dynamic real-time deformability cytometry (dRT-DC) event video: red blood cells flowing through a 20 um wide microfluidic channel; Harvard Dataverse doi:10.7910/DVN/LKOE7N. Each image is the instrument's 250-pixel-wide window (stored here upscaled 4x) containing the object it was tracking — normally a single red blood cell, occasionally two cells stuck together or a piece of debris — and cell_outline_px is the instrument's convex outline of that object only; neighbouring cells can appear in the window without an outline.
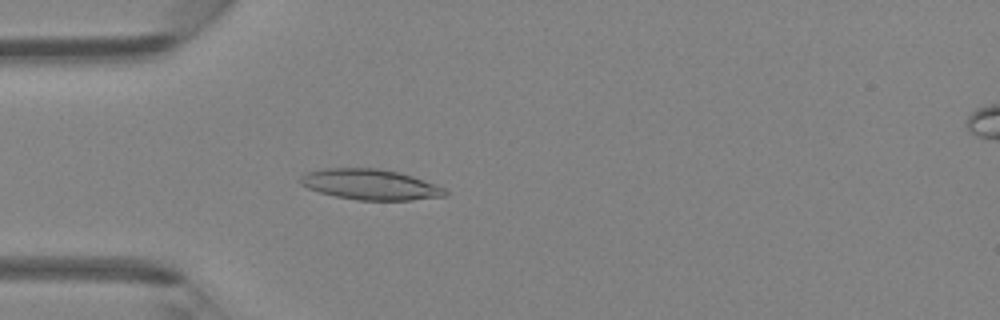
{"species": "Egyptian fruit bat (a non-hibernating species)", "species_latin": "Rousettus aegyptiacus", "temperature_condition": "room temperature", "stored_images_in_passage": 35, "camera_frame_rate_fps": 3000, "um_per_image_px": 0.085, "animal": {"sex": "female"}, "frame": {"image": 1, "passage_image": 3, "time_ms": 0.667, "image_size_px": [1000, 320], "cell_outline_px": [[448, 196], [412, 200], [356, 200], [336, 196], [320, 192], [308, 188], [300, 184], [300, 176], [304, 172], [324, 168], [376, 168], [400, 172], [412, 176], [444, 188], [448, 192]], "centroid_in_image_um": [31.45, 15.68], "position_along_channel_um": 53.5, "area_um2": 25.84}}
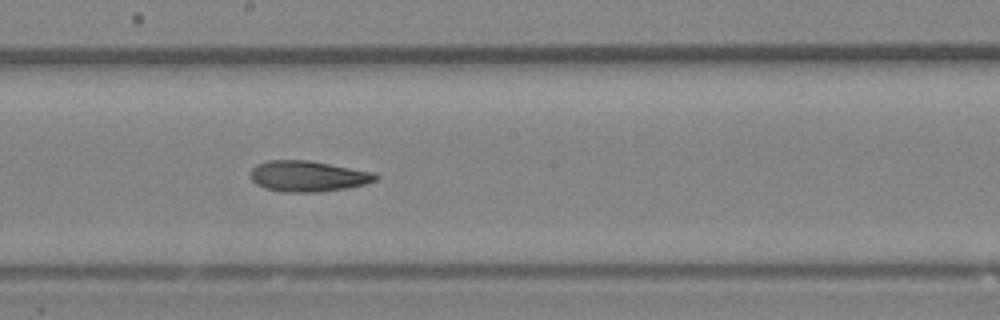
{"frame": {"image": 2, "passage_image": 15, "time_ms": 4.667, "image_size_px": [1000, 320], "cell_outline_px": [[380, 176], [376, 180], [364, 184], [348, 188], [316, 192], [284, 192], [264, 188], [256, 184], [252, 180], [252, 168], [256, 164], [268, 160], [308, 160], [376, 172]], "centroid_in_image_um": [26.2, 14.97], "position_along_channel_um": 222.0, "area_um2": 22.54}}
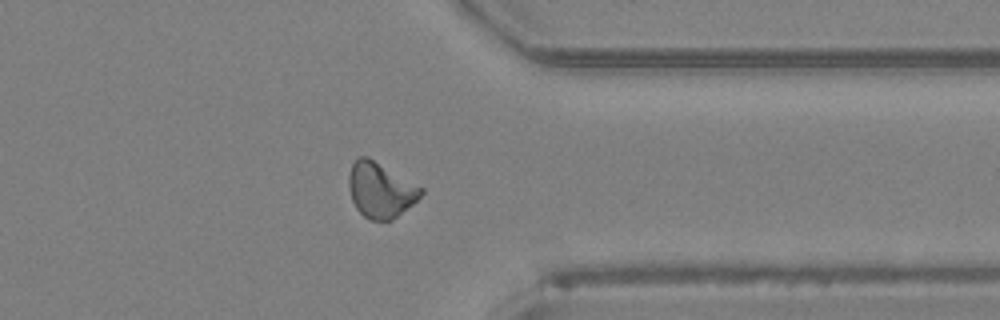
{"frame": {"image": 3, "passage_image": 26, "time_ms": 8.333, "image_size_px": [1000, 320], "cell_outline_px": [[424, 192], [412, 204], [392, 220], [372, 220], [364, 216], [356, 208], [352, 200], [348, 184], [348, 176], [352, 164], [356, 156], [368, 156], [424, 188]], "centroid_in_image_um": [32.33, 16.12], "position_along_channel_um": 379.1, "area_um2": 23.24}}